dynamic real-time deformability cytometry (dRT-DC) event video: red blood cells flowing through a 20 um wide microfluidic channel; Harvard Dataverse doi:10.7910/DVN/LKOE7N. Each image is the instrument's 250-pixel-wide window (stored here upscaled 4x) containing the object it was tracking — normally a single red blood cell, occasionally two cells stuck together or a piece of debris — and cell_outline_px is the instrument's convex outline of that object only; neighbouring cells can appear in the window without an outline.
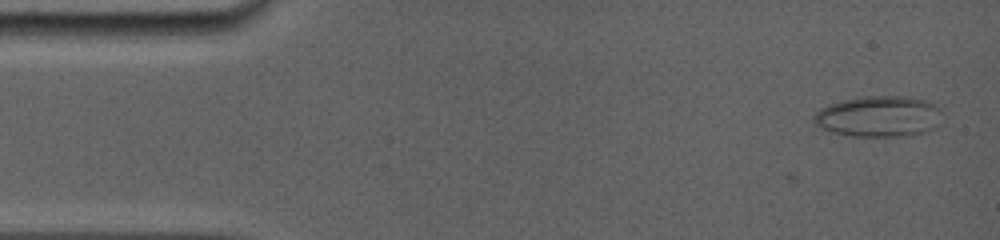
{"species": "common noctule bat (a hibernating species)", "species_latin": "Nyctalus noctula", "temperature_condition": "room temperature", "stored_images_in_passage": 2, "camera_frame_rate_fps": 5000, "um_per_image_px": 0.085, "animal": {"sex": "female", "body_mass_g": 19.0, "forearm_length_mm": 56.7}, "frame": {"image": 1, "passage_image": 2, "time_ms": 0.4, "image_size_px": [1000, 240], "cell_outline_px": [[940, 108], [932, 128], [924, 132], [904, 136], [852, 136], [832, 132], [816, 124], [812, 120], [816, 112], [820, 108], [828, 104], [844, 100], [864, 96], [908, 96], [928, 100], [936, 104]], "centroid_in_image_um": [74.65, 9.88], "position_along_channel_um": 10.4, "area_um2": 30.23}}